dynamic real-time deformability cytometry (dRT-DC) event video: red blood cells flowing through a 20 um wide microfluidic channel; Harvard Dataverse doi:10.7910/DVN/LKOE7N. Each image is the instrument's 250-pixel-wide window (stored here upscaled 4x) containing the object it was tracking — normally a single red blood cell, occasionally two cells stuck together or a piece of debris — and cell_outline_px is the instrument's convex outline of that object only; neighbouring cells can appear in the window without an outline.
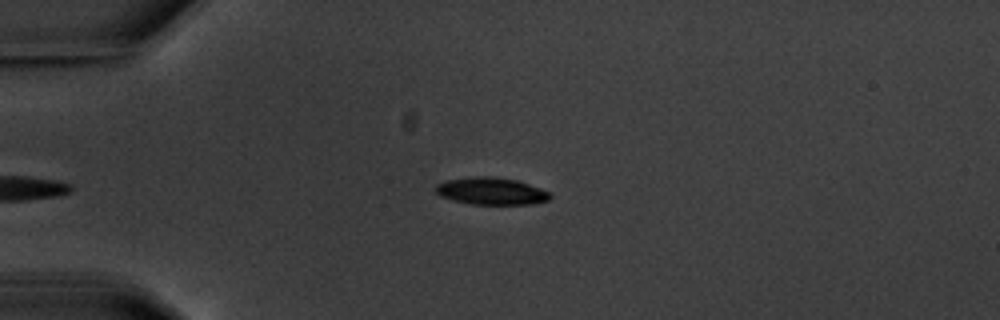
{"species": "common noctule bat (a hibernating species)", "species_latin": "Nyctalus noctula", "temperature_condition": "warm", "stored_images_in_passage": 6, "camera_frame_rate_fps": 3000, "um_per_image_px": 0.085, "animal": {"sex": "male", "body_mass_g": 20.1, "forearm_length_mm": 53.5}, "frame": {"image": 1, "passage_image": 6, "time_ms": 5.667, "image_size_px": [1000, 320], "cell_outline_px": [[552, 196], [548, 200], [532, 204], [472, 204], [452, 200], [440, 196], [436, 192], [436, 184], [444, 180], [468, 176], [496, 176], [516, 180], [540, 188], [548, 192]], "centroid_in_image_um": [41.71, 16.23], "position_along_channel_um": 43.3, "area_um2": 18.26}}